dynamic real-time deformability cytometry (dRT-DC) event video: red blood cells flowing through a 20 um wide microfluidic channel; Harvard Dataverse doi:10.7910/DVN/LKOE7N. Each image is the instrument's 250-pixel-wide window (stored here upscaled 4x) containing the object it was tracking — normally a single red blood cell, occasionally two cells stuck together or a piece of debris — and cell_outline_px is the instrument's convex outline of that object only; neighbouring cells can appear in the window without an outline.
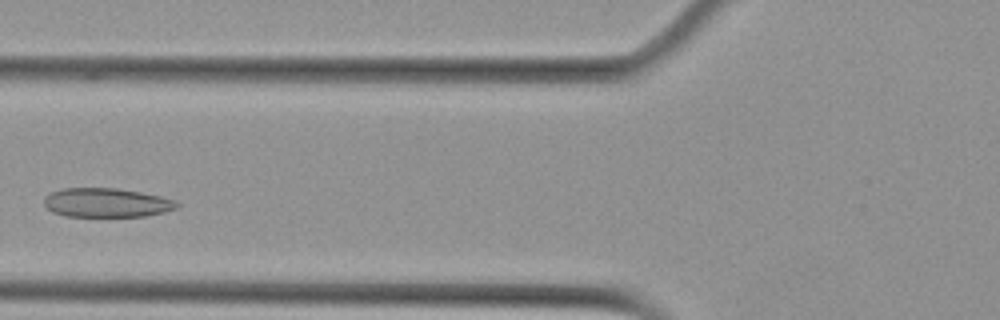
{"species": "Egyptian fruit bat (a non-hibernating species)", "species_latin": "Rousettus aegyptiacus", "temperature_condition": "cold", "stored_images_in_passage": 5, "camera_frame_rate_fps": 3000, "um_per_image_px": 0.085, "animal": {"sex": "female"}, "frame": {"image": 1, "passage_image": 3, "time_ms": 3.333, "image_size_px": [1000, 320], "cell_outline_px": [[180, 204], [176, 208], [164, 212], [144, 216], [64, 216], [52, 212], [44, 204], [44, 196], [60, 188], [116, 188], [140, 192], [160, 196], [176, 200]], "centroid_in_image_um": [9.04, 17.22], "position_along_channel_um": 116.8, "area_um2": 22.54}}
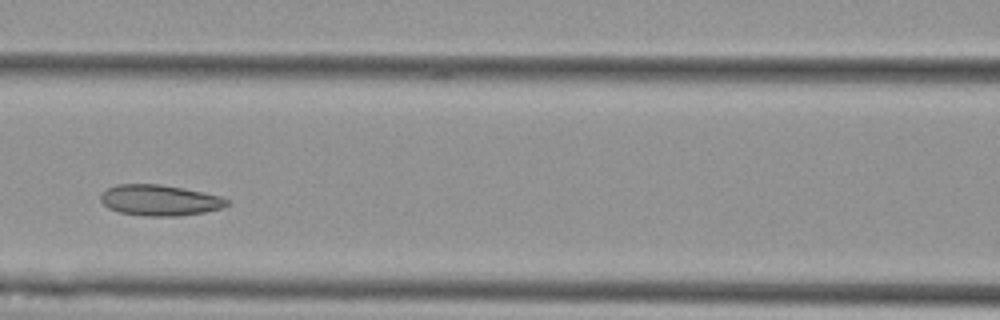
{"frame": {"image": 2, "passage_image": 4, "time_ms": 4.333, "image_size_px": [1000, 320], "cell_outline_px": [[232, 204], [220, 208], [204, 212], [180, 216], [144, 216], [120, 212], [108, 208], [100, 200], [100, 192], [116, 184], [160, 184], [220, 196], [232, 200]], "centroid_in_image_um": [13.57, 17.02], "position_along_channel_um": 153.0, "area_um2": 22.77}}
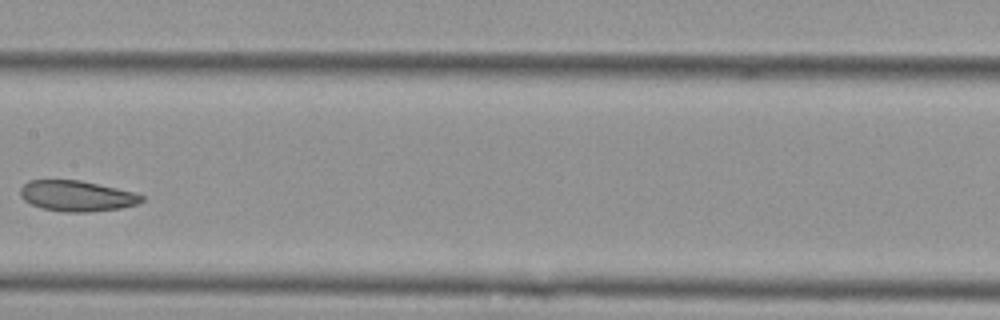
{"frame": {"image": 3, "passage_image": 5, "time_ms": 5.667, "image_size_px": [1000, 320], "cell_outline_px": [[144, 200], [136, 204], [120, 208], [88, 212], [64, 212], [40, 208], [24, 200], [20, 196], [20, 188], [28, 180], [80, 180], [136, 192], [144, 196]], "centroid_in_image_um": [6.52, 16.65], "position_along_channel_um": 200.9, "area_um2": 21.79}}